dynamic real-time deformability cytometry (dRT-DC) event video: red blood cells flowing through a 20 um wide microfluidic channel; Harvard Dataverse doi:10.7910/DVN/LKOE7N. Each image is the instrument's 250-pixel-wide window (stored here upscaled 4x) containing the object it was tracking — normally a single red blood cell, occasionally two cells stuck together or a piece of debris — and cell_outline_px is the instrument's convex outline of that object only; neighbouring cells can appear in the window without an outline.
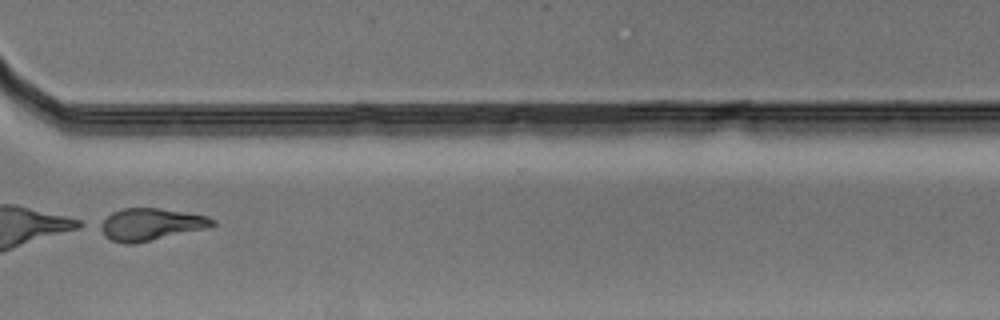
{"species": "Egyptian fruit bat (a non-hibernating species)", "species_latin": "Rousettus aegyptiacus", "temperature_condition": "warm", "stored_images_in_passage": 38, "camera_frame_rate_fps": 3000, "um_per_image_px": 0.085, "animal": {"sex": "male"}, "frame": {"image": 1, "passage_image": 26, "time_ms": 8.333, "image_size_px": [1000, 320], "cell_outline_px": [[216, 224], [208, 228], [136, 244], [124, 244], [112, 240], [104, 236], [96, 228], [96, 224], [112, 212], [124, 208], [160, 208], [188, 212], [208, 216], [216, 220]], "centroid_in_image_um": [12.78, 19.08], "position_along_channel_um": 357.8, "area_um2": 21.62}}